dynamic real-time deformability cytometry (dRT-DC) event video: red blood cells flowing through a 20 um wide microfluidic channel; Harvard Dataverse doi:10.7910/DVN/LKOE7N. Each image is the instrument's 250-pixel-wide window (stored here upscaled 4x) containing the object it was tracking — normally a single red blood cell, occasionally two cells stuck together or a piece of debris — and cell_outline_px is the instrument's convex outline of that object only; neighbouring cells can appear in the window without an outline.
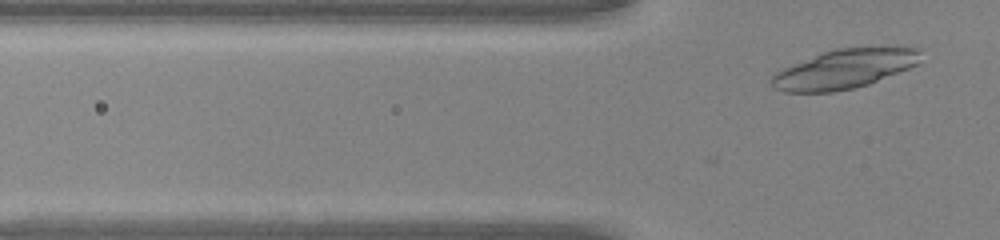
{"species": "common noctule bat (a hibernating species)", "species_latin": "Nyctalus noctula", "temperature_condition": "warm", "stored_images_in_passage": 2, "camera_frame_rate_fps": 3000, "um_per_image_px": 0.085, "animal": {"sex": "male", "body_mass_g": 20.0, "forearm_length_mm": 53.3}, "frame": {"image": 1, "passage_image": 2, "time_ms": 0.333, "image_size_px": [1000, 240], "cell_outline_px": [[920, 48], [916, 64], [908, 68], [868, 84], [852, 88], [832, 92], [784, 92], [772, 88], [768, 80], [776, 72], [784, 68], [820, 52], [836, 48]], "centroid_in_image_um": [71.65, 5.88], "position_along_channel_um": 54.1, "area_um2": 33.52}}